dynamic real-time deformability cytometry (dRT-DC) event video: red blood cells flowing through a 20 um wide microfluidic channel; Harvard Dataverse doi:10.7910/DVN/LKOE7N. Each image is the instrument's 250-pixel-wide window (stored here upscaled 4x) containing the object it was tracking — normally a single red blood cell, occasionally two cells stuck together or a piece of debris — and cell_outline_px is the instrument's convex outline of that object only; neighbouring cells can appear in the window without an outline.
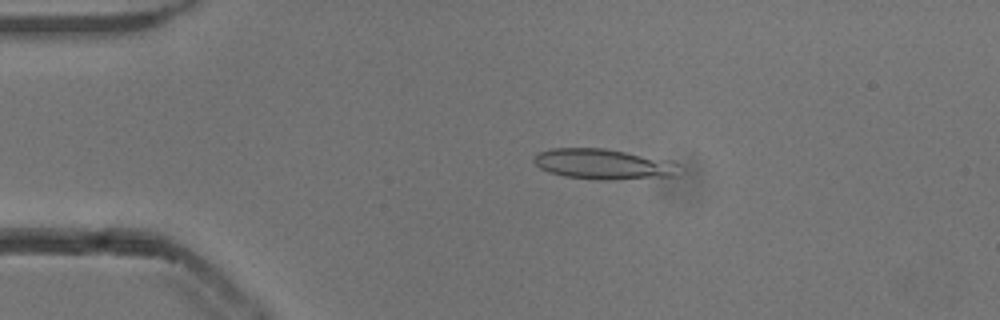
{"species": "common noctule bat (a hibernating species)", "species_latin": "Nyctalus noctula", "temperature_condition": "cold", "stored_images_in_passage": 14, "camera_frame_rate_fps": 3000, "um_per_image_px": 0.085, "animal": {"sex": "male", "body_mass_g": 13.3}, "frame": {"image": 1, "passage_image": 10, "time_ms": 3.0, "image_size_px": [1000, 320], "cell_outline_px": [[680, 164], [676, 176], [612, 180], [596, 180], [564, 176], [548, 172], [540, 168], [532, 160], [540, 152], [552, 148], [604, 148], [672, 160]], "centroid_in_image_um": [51.33, 13.96], "position_along_channel_um": 33.7, "area_um2": 25.95}}